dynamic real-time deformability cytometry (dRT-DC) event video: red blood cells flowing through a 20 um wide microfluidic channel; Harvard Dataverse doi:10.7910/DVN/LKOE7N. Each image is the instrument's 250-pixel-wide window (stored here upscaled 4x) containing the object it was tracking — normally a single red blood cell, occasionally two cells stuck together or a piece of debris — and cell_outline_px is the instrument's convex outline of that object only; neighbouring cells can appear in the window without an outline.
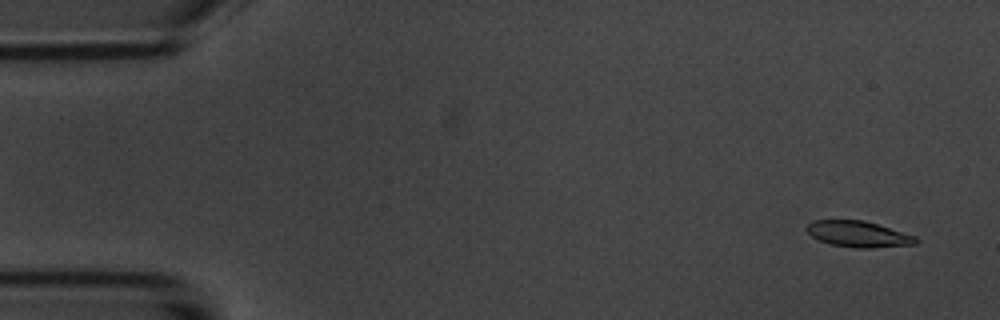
{"species": "common noctule bat (a hibernating species)", "species_latin": "Nyctalus noctula", "temperature_condition": "room temperature", "stored_images_in_passage": 7, "camera_frame_rate_fps": 3000, "um_per_image_px": 0.085, "animal": {"sex": "male", "body_mass_g": 20.1, "forearm_length_mm": 53.5}, "frame": {"image": 1, "passage_image": 1, "time_ms": 0.0, "image_size_px": [1000, 320], "cell_outline_px": [[920, 240], [916, 244], [872, 248], [856, 248], [832, 244], [820, 240], [812, 236], [804, 228], [812, 220], [864, 220], [916, 236]], "centroid_in_image_um": [72.97, 19.89], "position_along_channel_um": 12.0, "area_um2": 16.53}}
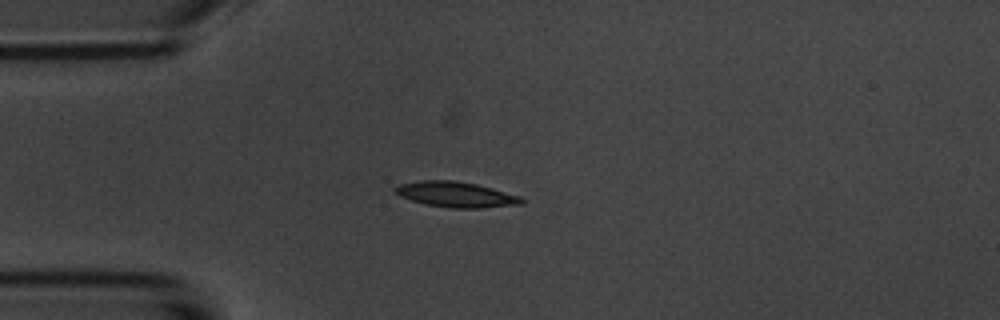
{"frame": {"image": 2, "passage_image": 4, "time_ms": 3.667, "image_size_px": [1000, 320], "cell_outline_px": [[524, 204], [480, 208], [452, 208], [424, 204], [400, 196], [396, 192], [396, 188], [400, 184], [424, 180], [452, 180], [476, 184], [492, 188], [520, 196], [524, 200]], "centroid_in_image_um": [38.8, 16.54], "position_along_channel_um": 46.2, "area_um2": 18.55}}
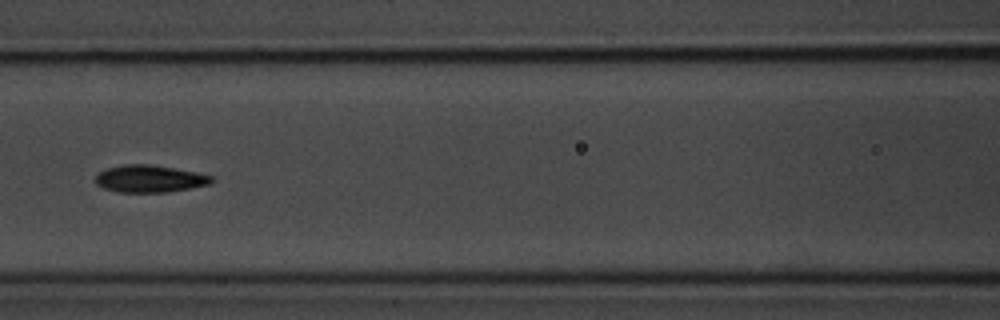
{"frame": {"image": 3, "passage_image": 7, "time_ms": 7.0, "image_size_px": [1000, 320], "cell_outline_px": [[216, 180], [208, 184], [168, 192], [120, 192], [104, 188], [96, 184], [96, 172], [108, 168], [124, 164], [152, 164], [176, 168], [196, 172], [212, 176]], "centroid_in_image_um": [12.71, 15.18], "position_along_channel_um": 153.9, "area_um2": 18.44}}